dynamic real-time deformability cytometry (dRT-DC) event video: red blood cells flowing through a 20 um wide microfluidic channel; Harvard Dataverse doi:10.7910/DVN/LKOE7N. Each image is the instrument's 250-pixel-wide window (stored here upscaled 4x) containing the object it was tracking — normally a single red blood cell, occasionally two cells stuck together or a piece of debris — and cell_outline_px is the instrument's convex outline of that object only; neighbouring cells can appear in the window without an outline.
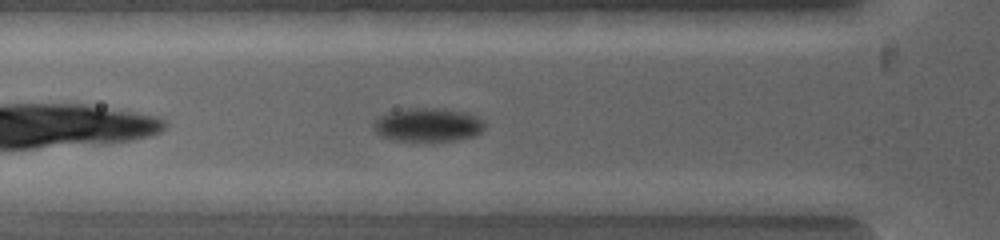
{"species": "common noctule bat (a hibernating species)", "species_latin": "Nyctalus noctula", "temperature_condition": "warm", "stored_images_in_passage": 6, "camera_frame_rate_fps": 5000, "um_per_image_px": 0.085, "animal": {"sex": "female", "body_mass_g": 19.0, "forearm_length_mm": 53.3}, "frame": {"image": 1, "passage_image": 5, "time_ms": 1.0, "image_size_px": [1000, 240], "cell_outline_px": [[484, 128], [476, 136], [456, 140], [396, 140], [380, 136], [372, 128], [372, 124], [380, 116], [392, 112], [416, 108], [432, 108], [468, 112], [484, 120]], "centroid_in_image_um": [36.4, 10.61], "position_along_channel_um": 89.4, "area_um2": 21.44}}